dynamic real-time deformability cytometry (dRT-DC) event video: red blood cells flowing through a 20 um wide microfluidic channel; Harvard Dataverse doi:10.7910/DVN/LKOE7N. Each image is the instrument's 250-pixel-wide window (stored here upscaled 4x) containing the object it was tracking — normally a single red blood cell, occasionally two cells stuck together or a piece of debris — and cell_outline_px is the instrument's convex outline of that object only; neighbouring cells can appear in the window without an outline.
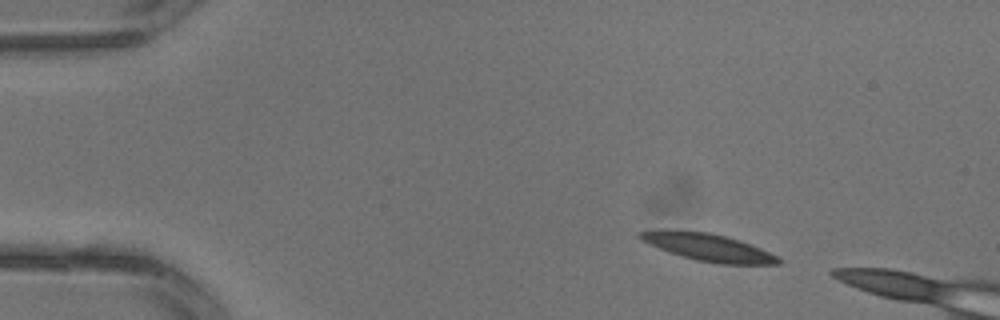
{"species": "common noctule bat (a hibernating species)", "species_latin": "Nyctalus noctula", "temperature_condition": "warm", "stored_images_in_passage": 2, "camera_frame_rate_fps": 3000, "um_per_image_px": 0.085, "animal": {"sex": "male", "body_mass_g": 13.3}, "frame": {"image": 1, "passage_image": 1, "time_ms": 0.0, "image_size_px": [1000, 320], "cell_outline_px": [[784, 260], [780, 264], [720, 264], [696, 260], [660, 248], [636, 236], [636, 232], [708, 232], [740, 240], [752, 244]], "centroid_in_image_um": [60.36, 21.06], "position_along_channel_um": 24.6, "area_um2": 20.98}}